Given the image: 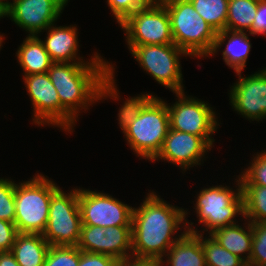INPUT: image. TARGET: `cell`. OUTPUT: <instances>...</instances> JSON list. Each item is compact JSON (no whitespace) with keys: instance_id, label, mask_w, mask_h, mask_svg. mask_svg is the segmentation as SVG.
<instances>
[{"instance_id":"cell-1","label":"cell","mask_w":266,"mask_h":266,"mask_svg":"<svg viewBox=\"0 0 266 266\" xmlns=\"http://www.w3.org/2000/svg\"><path fill=\"white\" fill-rule=\"evenodd\" d=\"M94 55L91 62H54L47 71L60 98V128L65 131L73 130L80 107L86 110L94 101L108 96L119 99L114 66L98 53Z\"/></svg>"},{"instance_id":"cell-2","label":"cell","mask_w":266,"mask_h":266,"mask_svg":"<svg viewBox=\"0 0 266 266\" xmlns=\"http://www.w3.org/2000/svg\"><path fill=\"white\" fill-rule=\"evenodd\" d=\"M143 203L132 211V256L153 258L165 264L162 257L187 231L173 235L184 221L187 211L160 199L155 192L147 194ZM164 263V264H163Z\"/></svg>"},{"instance_id":"cell-3","label":"cell","mask_w":266,"mask_h":266,"mask_svg":"<svg viewBox=\"0 0 266 266\" xmlns=\"http://www.w3.org/2000/svg\"><path fill=\"white\" fill-rule=\"evenodd\" d=\"M170 17L174 44L189 56L208 57L216 38L214 29L198 14L189 0H160Z\"/></svg>"},{"instance_id":"cell-4","label":"cell","mask_w":266,"mask_h":266,"mask_svg":"<svg viewBox=\"0 0 266 266\" xmlns=\"http://www.w3.org/2000/svg\"><path fill=\"white\" fill-rule=\"evenodd\" d=\"M169 129L167 103L153 95L123 133L131 149L138 156L152 162L161 151Z\"/></svg>"},{"instance_id":"cell-5","label":"cell","mask_w":266,"mask_h":266,"mask_svg":"<svg viewBox=\"0 0 266 266\" xmlns=\"http://www.w3.org/2000/svg\"><path fill=\"white\" fill-rule=\"evenodd\" d=\"M59 188L43 175L15 184V218L18 233L43 234L52 194Z\"/></svg>"},{"instance_id":"cell-6","label":"cell","mask_w":266,"mask_h":266,"mask_svg":"<svg viewBox=\"0 0 266 266\" xmlns=\"http://www.w3.org/2000/svg\"><path fill=\"white\" fill-rule=\"evenodd\" d=\"M127 35V45L174 44L170 17L160 0L137 9L121 24Z\"/></svg>"},{"instance_id":"cell-7","label":"cell","mask_w":266,"mask_h":266,"mask_svg":"<svg viewBox=\"0 0 266 266\" xmlns=\"http://www.w3.org/2000/svg\"><path fill=\"white\" fill-rule=\"evenodd\" d=\"M81 227L78 189L66 194L58 188L51 197L48 223L43 237L51 246H77Z\"/></svg>"},{"instance_id":"cell-8","label":"cell","mask_w":266,"mask_h":266,"mask_svg":"<svg viewBox=\"0 0 266 266\" xmlns=\"http://www.w3.org/2000/svg\"><path fill=\"white\" fill-rule=\"evenodd\" d=\"M237 193L227 186L217 185L204 188L200 191L196 201V214L199 223H203L208 233L215 230L236 224L235 217L238 214L243 216V194L241 192V180H237ZM234 218V219H233Z\"/></svg>"},{"instance_id":"cell-9","label":"cell","mask_w":266,"mask_h":266,"mask_svg":"<svg viewBox=\"0 0 266 266\" xmlns=\"http://www.w3.org/2000/svg\"><path fill=\"white\" fill-rule=\"evenodd\" d=\"M128 46L142 69L159 84L171 89L173 93L184 92L179 56H187L185 51L175 44Z\"/></svg>"},{"instance_id":"cell-10","label":"cell","mask_w":266,"mask_h":266,"mask_svg":"<svg viewBox=\"0 0 266 266\" xmlns=\"http://www.w3.org/2000/svg\"><path fill=\"white\" fill-rule=\"evenodd\" d=\"M175 94L178 101L171 107L167 104L170 129L200 136L212 147L214 139L210 135L215 133L218 126L213 109L204 101L187 97L184 92Z\"/></svg>"},{"instance_id":"cell-11","label":"cell","mask_w":266,"mask_h":266,"mask_svg":"<svg viewBox=\"0 0 266 266\" xmlns=\"http://www.w3.org/2000/svg\"><path fill=\"white\" fill-rule=\"evenodd\" d=\"M78 203L82 225L132 226L133 207L97 191L78 189Z\"/></svg>"},{"instance_id":"cell-12","label":"cell","mask_w":266,"mask_h":266,"mask_svg":"<svg viewBox=\"0 0 266 266\" xmlns=\"http://www.w3.org/2000/svg\"><path fill=\"white\" fill-rule=\"evenodd\" d=\"M68 0H13L5 5V16H9L28 36H37L50 27L67 5Z\"/></svg>"},{"instance_id":"cell-13","label":"cell","mask_w":266,"mask_h":266,"mask_svg":"<svg viewBox=\"0 0 266 266\" xmlns=\"http://www.w3.org/2000/svg\"><path fill=\"white\" fill-rule=\"evenodd\" d=\"M230 91V103L235 111L248 120H263L266 117V73L261 70L248 77H241Z\"/></svg>"},{"instance_id":"cell-14","label":"cell","mask_w":266,"mask_h":266,"mask_svg":"<svg viewBox=\"0 0 266 266\" xmlns=\"http://www.w3.org/2000/svg\"><path fill=\"white\" fill-rule=\"evenodd\" d=\"M24 83L34 109L33 123L60 127V98L48 73L25 75Z\"/></svg>"},{"instance_id":"cell-15","label":"cell","mask_w":266,"mask_h":266,"mask_svg":"<svg viewBox=\"0 0 266 266\" xmlns=\"http://www.w3.org/2000/svg\"><path fill=\"white\" fill-rule=\"evenodd\" d=\"M210 148L200 136L169 129L161 151L152 161L167 160L186 170L193 165H199L204 153L211 150Z\"/></svg>"},{"instance_id":"cell-16","label":"cell","mask_w":266,"mask_h":266,"mask_svg":"<svg viewBox=\"0 0 266 266\" xmlns=\"http://www.w3.org/2000/svg\"><path fill=\"white\" fill-rule=\"evenodd\" d=\"M46 30H48V36L42 42L53 62H84L83 59L76 57L79 45L75 26L54 27L53 23Z\"/></svg>"},{"instance_id":"cell-17","label":"cell","mask_w":266,"mask_h":266,"mask_svg":"<svg viewBox=\"0 0 266 266\" xmlns=\"http://www.w3.org/2000/svg\"><path fill=\"white\" fill-rule=\"evenodd\" d=\"M184 227L187 232L165 254L168 256L166 263L169 266H206L201 233L191 226Z\"/></svg>"},{"instance_id":"cell-18","label":"cell","mask_w":266,"mask_h":266,"mask_svg":"<svg viewBox=\"0 0 266 266\" xmlns=\"http://www.w3.org/2000/svg\"><path fill=\"white\" fill-rule=\"evenodd\" d=\"M226 39L228 43L226 44L225 50L222 51L223 59L227 66L233 68L236 73L241 72L246 66V60L251 49L246 32L231 31L228 29L217 32L215 44L209 56L214 55L223 43L226 42Z\"/></svg>"},{"instance_id":"cell-19","label":"cell","mask_w":266,"mask_h":266,"mask_svg":"<svg viewBox=\"0 0 266 266\" xmlns=\"http://www.w3.org/2000/svg\"><path fill=\"white\" fill-rule=\"evenodd\" d=\"M50 246L41 234L19 233L10 252L19 266H43Z\"/></svg>"},{"instance_id":"cell-20","label":"cell","mask_w":266,"mask_h":266,"mask_svg":"<svg viewBox=\"0 0 266 266\" xmlns=\"http://www.w3.org/2000/svg\"><path fill=\"white\" fill-rule=\"evenodd\" d=\"M247 230L238 224H232L215 230L211 235L223 248L249 262L252 250V222L248 221ZM248 252V253H247ZM242 254H247L243 256Z\"/></svg>"},{"instance_id":"cell-21","label":"cell","mask_w":266,"mask_h":266,"mask_svg":"<svg viewBox=\"0 0 266 266\" xmlns=\"http://www.w3.org/2000/svg\"><path fill=\"white\" fill-rule=\"evenodd\" d=\"M16 54L24 76L46 73L54 63L38 35L26 37Z\"/></svg>"},{"instance_id":"cell-22","label":"cell","mask_w":266,"mask_h":266,"mask_svg":"<svg viewBox=\"0 0 266 266\" xmlns=\"http://www.w3.org/2000/svg\"><path fill=\"white\" fill-rule=\"evenodd\" d=\"M258 0H229L226 29L248 31L252 35V23L257 13Z\"/></svg>"},{"instance_id":"cell-23","label":"cell","mask_w":266,"mask_h":266,"mask_svg":"<svg viewBox=\"0 0 266 266\" xmlns=\"http://www.w3.org/2000/svg\"><path fill=\"white\" fill-rule=\"evenodd\" d=\"M243 216L252 223H266V187L241 184Z\"/></svg>"},{"instance_id":"cell-24","label":"cell","mask_w":266,"mask_h":266,"mask_svg":"<svg viewBox=\"0 0 266 266\" xmlns=\"http://www.w3.org/2000/svg\"><path fill=\"white\" fill-rule=\"evenodd\" d=\"M128 252H132V226L105 228L104 255L119 260L132 256Z\"/></svg>"},{"instance_id":"cell-25","label":"cell","mask_w":266,"mask_h":266,"mask_svg":"<svg viewBox=\"0 0 266 266\" xmlns=\"http://www.w3.org/2000/svg\"><path fill=\"white\" fill-rule=\"evenodd\" d=\"M198 14L214 29H226L229 0H189Z\"/></svg>"},{"instance_id":"cell-26","label":"cell","mask_w":266,"mask_h":266,"mask_svg":"<svg viewBox=\"0 0 266 266\" xmlns=\"http://www.w3.org/2000/svg\"><path fill=\"white\" fill-rule=\"evenodd\" d=\"M208 237L203 239L201 234L206 266H247L243 259L223 248L211 235Z\"/></svg>"},{"instance_id":"cell-27","label":"cell","mask_w":266,"mask_h":266,"mask_svg":"<svg viewBox=\"0 0 266 266\" xmlns=\"http://www.w3.org/2000/svg\"><path fill=\"white\" fill-rule=\"evenodd\" d=\"M80 249L77 246H50L43 266H78Z\"/></svg>"},{"instance_id":"cell-28","label":"cell","mask_w":266,"mask_h":266,"mask_svg":"<svg viewBox=\"0 0 266 266\" xmlns=\"http://www.w3.org/2000/svg\"><path fill=\"white\" fill-rule=\"evenodd\" d=\"M105 228L82 225L77 247L84 252L104 254Z\"/></svg>"},{"instance_id":"cell-29","label":"cell","mask_w":266,"mask_h":266,"mask_svg":"<svg viewBox=\"0 0 266 266\" xmlns=\"http://www.w3.org/2000/svg\"><path fill=\"white\" fill-rule=\"evenodd\" d=\"M252 250L247 266H266V223H252Z\"/></svg>"},{"instance_id":"cell-30","label":"cell","mask_w":266,"mask_h":266,"mask_svg":"<svg viewBox=\"0 0 266 266\" xmlns=\"http://www.w3.org/2000/svg\"><path fill=\"white\" fill-rule=\"evenodd\" d=\"M15 182L0 178V219L14 223Z\"/></svg>"},{"instance_id":"cell-31","label":"cell","mask_w":266,"mask_h":266,"mask_svg":"<svg viewBox=\"0 0 266 266\" xmlns=\"http://www.w3.org/2000/svg\"><path fill=\"white\" fill-rule=\"evenodd\" d=\"M256 155L251 165L238 178L241 184L266 187V151Z\"/></svg>"},{"instance_id":"cell-32","label":"cell","mask_w":266,"mask_h":266,"mask_svg":"<svg viewBox=\"0 0 266 266\" xmlns=\"http://www.w3.org/2000/svg\"><path fill=\"white\" fill-rule=\"evenodd\" d=\"M152 94H143L128 98L121 106L118 113V121L121 130H124L139 114L146 102L152 97Z\"/></svg>"},{"instance_id":"cell-33","label":"cell","mask_w":266,"mask_h":266,"mask_svg":"<svg viewBox=\"0 0 266 266\" xmlns=\"http://www.w3.org/2000/svg\"><path fill=\"white\" fill-rule=\"evenodd\" d=\"M153 0H107L109 8L119 25L137 9L144 7Z\"/></svg>"},{"instance_id":"cell-34","label":"cell","mask_w":266,"mask_h":266,"mask_svg":"<svg viewBox=\"0 0 266 266\" xmlns=\"http://www.w3.org/2000/svg\"><path fill=\"white\" fill-rule=\"evenodd\" d=\"M18 234L14 223L0 219V252H10Z\"/></svg>"},{"instance_id":"cell-35","label":"cell","mask_w":266,"mask_h":266,"mask_svg":"<svg viewBox=\"0 0 266 266\" xmlns=\"http://www.w3.org/2000/svg\"><path fill=\"white\" fill-rule=\"evenodd\" d=\"M118 259L101 253L84 252L80 250L78 266H116Z\"/></svg>"},{"instance_id":"cell-36","label":"cell","mask_w":266,"mask_h":266,"mask_svg":"<svg viewBox=\"0 0 266 266\" xmlns=\"http://www.w3.org/2000/svg\"><path fill=\"white\" fill-rule=\"evenodd\" d=\"M266 35V0H258L257 13L252 23V35Z\"/></svg>"},{"instance_id":"cell-37","label":"cell","mask_w":266,"mask_h":266,"mask_svg":"<svg viewBox=\"0 0 266 266\" xmlns=\"http://www.w3.org/2000/svg\"><path fill=\"white\" fill-rule=\"evenodd\" d=\"M116 266H161V263L153 258L129 256L119 259Z\"/></svg>"},{"instance_id":"cell-38","label":"cell","mask_w":266,"mask_h":266,"mask_svg":"<svg viewBox=\"0 0 266 266\" xmlns=\"http://www.w3.org/2000/svg\"><path fill=\"white\" fill-rule=\"evenodd\" d=\"M0 266H19L11 252H0Z\"/></svg>"},{"instance_id":"cell-39","label":"cell","mask_w":266,"mask_h":266,"mask_svg":"<svg viewBox=\"0 0 266 266\" xmlns=\"http://www.w3.org/2000/svg\"><path fill=\"white\" fill-rule=\"evenodd\" d=\"M5 17V6L0 2V18Z\"/></svg>"},{"instance_id":"cell-40","label":"cell","mask_w":266,"mask_h":266,"mask_svg":"<svg viewBox=\"0 0 266 266\" xmlns=\"http://www.w3.org/2000/svg\"><path fill=\"white\" fill-rule=\"evenodd\" d=\"M3 35H0V49H1V46H2V42H3Z\"/></svg>"},{"instance_id":"cell-41","label":"cell","mask_w":266,"mask_h":266,"mask_svg":"<svg viewBox=\"0 0 266 266\" xmlns=\"http://www.w3.org/2000/svg\"><path fill=\"white\" fill-rule=\"evenodd\" d=\"M0 2L5 6L7 4V2H5V0H0Z\"/></svg>"}]
</instances>
